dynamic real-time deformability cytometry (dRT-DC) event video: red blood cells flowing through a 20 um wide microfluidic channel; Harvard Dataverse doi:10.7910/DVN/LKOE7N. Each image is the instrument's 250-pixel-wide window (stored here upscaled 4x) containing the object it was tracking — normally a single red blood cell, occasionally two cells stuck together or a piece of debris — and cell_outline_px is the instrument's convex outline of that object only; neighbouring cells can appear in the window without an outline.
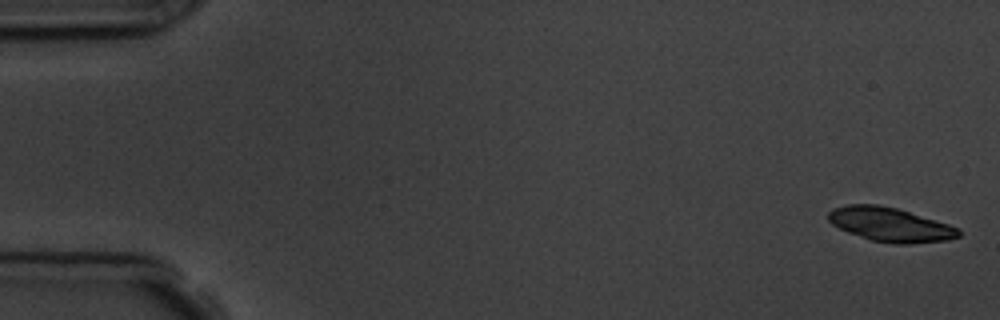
{"species": "common noctule bat (a hibernating species)", "species_latin": "Nyctalus noctula", "temperature_condition": "room temperature", "stored_images_in_passage": 3, "camera_frame_rate_fps": 3000, "um_per_image_px": 0.085, "animal": {"sex": "male", "body_mass_g": 19.5, "forearm_length_mm": 54.6}, "frame": {"image": 1, "passage_image": 1, "time_ms": 0.0, "image_size_px": [1000, 320], "cell_outline_px": [[960, 236], [948, 240], [908, 244], [896, 244], [872, 240], [848, 232], [832, 224], [828, 220], [828, 212], [832, 208], [848, 204], [876, 204], [896, 208], [948, 224], [956, 228], [960, 232]], "centroid_in_image_um": [75.63, 19.08], "position_along_channel_um": 9.4, "area_um2": 25.61}}